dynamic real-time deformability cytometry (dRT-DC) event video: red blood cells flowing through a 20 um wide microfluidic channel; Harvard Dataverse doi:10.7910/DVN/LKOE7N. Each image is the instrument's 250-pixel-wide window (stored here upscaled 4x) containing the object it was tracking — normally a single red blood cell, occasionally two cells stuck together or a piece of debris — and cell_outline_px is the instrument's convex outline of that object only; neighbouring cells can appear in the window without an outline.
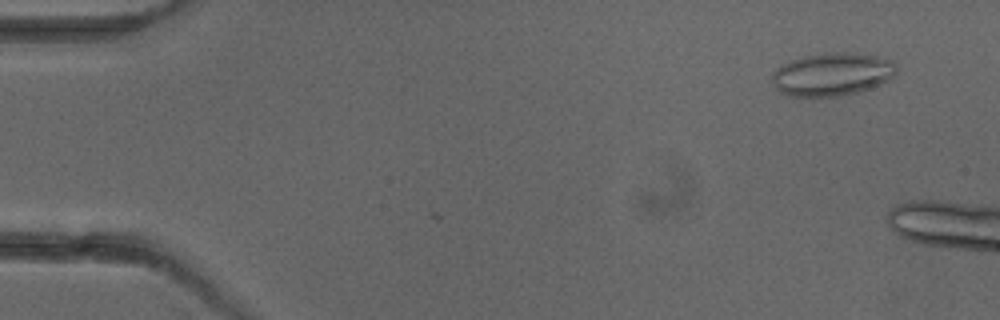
{"species": "common noctule bat (a hibernating species)", "species_latin": "Nyctalus noctula", "temperature_condition": "cold", "stored_images_in_passage": 4, "camera_frame_rate_fps": 3000, "um_per_image_px": 0.085, "animal": {"sex": "female"}, "frame": {"image": 1, "passage_image": 2, "time_ms": 1.0, "image_size_px": [1000, 320], "cell_outline_px": [[896, 72], [888, 80], [880, 84], [856, 92], [840, 96], [788, 96], [780, 92], [776, 88], [772, 80], [772, 72], [776, 68], [792, 60], [804, 56], [824, 52], [848, 52], [876, 56], [892, 60], [896, 64]], "centroid_in_image_um": [70.72, 6.3], "position_along_channel_um": 14.3, "area_um2": 31.1}}